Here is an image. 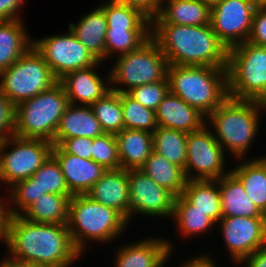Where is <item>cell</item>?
<instances>
[{
  "mask_svg": "<svg viewBox=\"0 0 266 267\" xmlns=\"http://www.w3.org/2000/svg\"><path fill=\"white\" fill-rule=\"evenodd\" d=\"M7 248L8 262H29L52 267H73L83 258L71 239L67 225L46 224L9 216L0 239Z\"/></svg>",
  "mask_w": 266,
  "mask_h": 267,
  "instance_id": "obj_1",
  "label": "cell"
},
{
  "mask_svg": "<svg viewBox=\"0 0 266 267\" xmlns=\"http://www.w3.org/2000/svg\"><path fill=\"white\" fill-rule=\"evenodd\" d=\"M151 37L158 43L169 65L227 69L228 49L213 32L211 24H151Z\"/></svg>",
  "mask_w": 266,
  "mask_h": 267,
  "instance_id": "obj_2",
  "label": "cell"
},
{
  "mask_svg": "<svg viewBox=\"0 0 266 267\" xmlns=\"http://www.w3.org/2000/svg\"><path fill=\"white\" fill-rule=\"evenodd\" d=\"M266 113V103L228 97L206 117L205 125L232 159H246L255 138H258L261 115ZM261 118V119H260ZM251 147V148H250ZM233 155V156H232Z\"/></svg>",
  "mask_w": 266,
  "mask_h": 267,
  "instance_id": "obj_3",
  "label": "cell"
},
{
  "mask_svg": "<svg viewBox=\"0 0 266 267\" xmlns=\"http://www.w3.org/2000/svg\"><path fill=\"white\" fill-rule=\"evenodd\" d=\"M128 224L118 211L92 200L86 194L70 198L67 227L74 246L82 255L87 253L91 242L99 246L116 242L118 237L125 235V230L130 227Z\"/></svg>",
  "mask_w": 266,
  "mask_h": 267,
  "instance_id": "obj_4",
  "label": "cell"
},
{
  "mask_svg": "<svg viewBox=\"0 0 266 267\" xmlns=\"http://www.w3.org/2000/svg\"><path fill=\"white\" fill-rule=\"evenodd\" d=\"M166 78L169 92L183 99L205 117L229 97L225 68L169 65Z\"/></svg>",
  "mask_w": 266,
  "mask_h": 267,
  "instance_id": "obj_5",
  "label": "cell"
},
{
  "mask_svg": "<svg viewBox=\"0 0 266 267\" xmlns=\"http://www.w3.org/2000/svg\"><path fill=\"white\" fill-rule=\"evenodd\" d=\"M68 104V97L59 82L21 102L15 108L14 135L52 142Z\"/></svg>",
  "mask_w": 266,
  "mask_h": 267,
  "instance_id": "obj_6",
  "label": "cell"
},
{
  "mask_svg": "<svg viewBox=\"0 0 266 267\" xmlns=\"http://www.w3.org/2000/svg\"><path fill=\"white\" fill-rule=\"evenodd\" d=\"M228 96L266 103V47L248 41L228 49Z\"/></svg>",
  "mask_w": 266,
  "mask_h": 267,
  "instance_id": "obj_7",
  "label": "cell"
},
{
  "mask_svg": "<svg viewBox=\"0 0 266 267\" xmlns=\"http://www.w3.org/2000/svg\"><path fill=\"white\" fill-rule=\"evenodd\" d=\"M113 60L114 63L109 69L110 89L118 93H127L134 87L161 81L167 77V58L152 37L139 49Z\"/></svg>",
  "mask_w": 266,
  "mask_h": 267,
  "instance_id": "obj_8",
  "label": "cell"
},
{
  "mask_svg": "<svg viewBox=\"0 0 266 267\" xmlns=\"http://www.w3.org/2000/svg\"><path fill=\"white\" fill-rule=\"evenodd\" d=\"M57 82L50 67L33 45L8 69L0 71V91L15 107Z\"/></svg>",
  "mask_w": 266,
  "mask_h": 267,
  "instance_id": "obj_9",
  "label": "cell"
},
{
  "mask_svg": "<svg viewBox=\"0 0 266 267\" xmlns=\"http://www.w3.org/2000/svg\"><path fill=\"white\" fill-rule=\"evenodd\" d=\"M52 142L12 135L0 142V186L30 178L50 156ZM9 148V149H8Z\"/></svg>",
  "mask_w": 266,
  "mask_h": 267,
  "instance_id": "obj_10",
  "label": "cell"
},
{
  "mask_svg": "<svg viewBox=\"0 0 266 267\" xmlns=\"http://www.w3.org/2000/svg\"><path fill=\"white\" fill-rule=\"evenodd\" d=\"M186 147L187 163L184 174L187 181L218 180L231 172V167H226L231 159L206 125L188 133Z\"/></svg>",
  "mask_w": 266,
  "mask_h": 267,
  "instance_id": "obj_11",
  "label": "cell"
},
{
  "mask_svg": "<svg viewBox=\"0 0 266 267\" xmlns=\"http://www.w3.org/2000/svg\"><path fill=\"white\" fill-rule=\"evenodd\" d=\"M43 194L73 196L66 186L60 165L52 154L30 178L20 180L7 189L9 216L21 215Z\"/></svg>",
  "mask_w": 266,
  "mask_h": 267,
  "instance_id": "obj_12",
  "label": "cell"
},
{
  "mask_svg": "<svg viewBox=\"0 0 266 267\" xmlns=\"http://www.w3.org/2000/svg\"><path fill=\"white\" fill-rule=\"evenodd\" d=\"M33 46L59 80L67 73L96 65L99 61L68 28L65 33L33 38Z\"/></svg>",
  "mask_w": 266,
  "mask_h": 267,
  "instance_id": "obj_13",
  "label": "cell"
},
{
  "mask_svg": "<svg viewBox=\"0 0 266 267\" xmlns=\"http://www.w3.org/2000/svg\"><path fill=\"white\" fill-rule=\"evenodd\" d=\"M129 184V225L135 216L169 219L174 212L176 196L155 183L140 169L128 170Z\"/></svg>",
  "mask_w": 266,
  "mask_h": 267,
  "instance_id": "obj_14",
  "label": "cell"
},
{
  "mask_svg": "<svg viewBox=\"0 0 266 267\" xmlns=\"http://www.w3.org/2000/svg\"><path fill=\"white\" fill-rule=\"evenodd\" d=\"M216 226L234 266L266 247V217H222Z\"/></svg>",
  "mask_w": 266,
  "mask_h": 267,
  "instance_id": "obj_15",
  "label": "cell"
},
{
  "mask_svg": "<svg viewBox=\"0 0 266 267\" xmlns=\"http://www.w3.org/2000/svg\"><path fill=\"white\" fill-rule=\"evenodd\" d=\"M255 9L253 0H222L211 8L212 30L227 49L248 40Z\"/></svg>",
  "mask_w": 266,
  "mask_h": 267,
  "instance_id": "obj_16",
  "label": "cell"
},
{
  "mask_svg": "<svg viewBox=\"0 0 266 267\" xmlns=\"http://www.w3.org/2000/svg\"><path fill=\"white\" fill-rule=\"evenodd\" d=\"M156 236H141V239L129 244L120 242L121 246H117L118 249L116 248L113 253V267H165L166 264H170L168 261L172 259L171 253L176 247L167 237Z\"/></svg>",
  "mask_w": 266,
  "mask_h": 267,
  "instance_id": "obj_17",
  "label": "cell"
},
{
  "mask_svg": "<svg viewBox=\"0 0 266 267\" xmlns=\"http://www.w3.org/2000/svg\"><path fill=\"white\" fill-rule=\"evenodd\" d=\"M102 65L103 62L99 61L96 65L67 73L58 80L70 104L90 106L111 90L109 71L104 76L98 72L97 68H102Z\"/></svg>",
  "mask_w": 266,
  "mask_h": 267,
  "instance_id": "obj_18",
  "label": "cell"
},
{
  "mask_svg": "<svg viewBox=\"0 0 266 267\" xmlns=\"http://www.w3.org/2000/svg\"><path fill=\"white\" fill-rule=\"evenodd\" d=\"M51 154L58 161L72 195L86 194L107 171L92 159H82L66 153L59 145L52 146Z\"/></svg>",
  "mask_w": 266,
  "mask_h": 267,
  "instance_id": "obj_19",
  "label": "cell"
},
{
  "mask_svg": "<svg viewBox=\"0 0 266 267\" xmlns=\"http://www.w3.org/2000/svg\"><path fill=\"white\" fill-rule=\"evenodd\" d=\"M92 200L118 211L129 222L128 170H107L86 193Z\"/></svg>",
  "mask_w": 266,
  "mask_h": 267,
  "instance_id": "obj_20",
  "label": "cell"
},
{
  "mask_svg": "<svg viewBox=\"0 0 266 267\" xmlns=\"http://www.w3.org/2000/svg\"><path fill=\"white\" fill-rule=\"evenodd\" d=\"M155 112L158 127L190 133L200 130L206 123L202 113L171 92H168Z\"/></svg>",
  "mask_w": 266,
  "mask_h": 267,
  "instance_id": "obj_21",
  "label": "cell"
},
{
  "mask_svg": "<svg viewBox=\"0 0 266 267\" xmlns=\"http://www.w3.org/2000/svg\"><path fill=\"white\" fill-rule=\"evenodd\" d=\"M211 8L199 0H161L151 24L204 26L210 24Z\"/></svg>",
  "mask_w": 266,
  "mask_h": 267,
  "instance_id": "obj_22",
  "label": "cell"
},
{
  "mask_svg": "<svg viewBox=\"0 0 266 267\" xmlns=\"http://www.w3.org/2000/svg\"><path fill=\"white\" fill-rule=\"evenodd\" d=\"M104 131L89 105L68 104L60 118L53 145H58L63 139L73 137L95 138Z\"/></svg>",
  "mask_w": 266,
  "mask_h": 267,
  "instance_id": "obj_23",
  "label": "cell"
},
{
  "mask_svg": "<svg viewBox=\"0 0 266 267\" xmlns=\"http://www.w3.org/2000/svg\"><path fill=\"white\" fill-rule=\"evenodd\" d=\"M68 28L98 61L105 62L107 22L105 13L99 5L80 16L77 23L70 22Z\"/></svg>",
  "mask_w": 266,
  "mask_h": 267,
  "instance_id": "obj_24",
  "label": "cell"
},
{
  "mask_svg": "<svg viewBox=\"0 0 266 267\" xmlns=\"http://www.w3.org/2000/svg\"><path fill=\"white\" fill-rule=\"evenodd\" d=\"M257 156L237 159V165L230 169L243 185L249 199L266 215V160L263 155Z\"/></svg>",
  "mask_w": 266,
  "mask_h": 267,
  "instance_id": "obj_25",
  "label": "cell"
},
{
  "mask_svg": "<svg viewBox=\"0 0 266 267\" xmlns=\"http://www.w3.org/2000/svg\"><path fill=\"white\" fill-rule=\"evenodd\" d=\"M115 138L122 169H139L153 151L152 132L123 129Z\"/></svg>",
  "mask_w": 266,
  "mask_h": 267,
  "instance_id": "obj_26",
  "label": "cell"
},
{
  "mask_svg": "<svg viewBox=\"0 0 266 267\" xmlns=\"http://www.w3.org/2000/svg\"><path fill=\"white\" fill-rule=\"evenodd\" d=\"M28 32L22 19L0 21V71L8 69L33 45Z\"/></svg>",
  "mask_w": 266,
  "mask_h": 267,
  "instance_id": "obj_27",
  "label": "cell"
},
{
  "mask_svg": "<svg viewBox=\"0 0 266 267\" xmlns=\"http://www.w3.org/2000/svg\"><path fill=\"white\" fill-rule=\"evenodd\" d=\"M222 217H266L251 201L241 182L230 172L219 179Z\"/></svg>",
  "mask_w": 266,
  "mask_h": 267,
  "instance_id": "obj_28",
  "label": "cell"
},
{
  "mask_svg": "<svg viewBox=\"0 0 266 267\" xmlns=\"http://www.w3.org/2000/svg\"><path fill=\"white\" fill-rule=\"evenodd\" d=\"M171 220L175 222V224L173 223L176 227L174 230L176 229L177 233L179 232L182 239H194L196 236L200 238L202 235L208 234V231L214 229V227L218 228L211 218L196 209L182 194L175 198Z\"/></svg>",
  "mask_w": 266,
  "mask_h": 267,
  "instance_id": "obj_29",
  "label": "cell"
},
{
  "mask_svg": "<svg viewBox=\"0 0 266 267\" xmlns=\"http://www.w3.org/2000/svg\"><path fill=\"white\" fill-rule=\"evenodd\" d=\"M182 195L215 223L222 218L219 179L188 180Z\"/></svg>",
  "mask_w": 266,
  "mask_h": 267,
  "instance_id": "obj_30",
  "label": "cell"
},
{
  "mask_svg": "<svg viewBox=\"0 0 266 267\" xmlns=\"http://www.w3.org/2000/svg\"><path fill=\"white\" fill-rule=\"evenodd\" d=\"M139 169L176 197L183 193L187 182L184 170L168 161L164 156L152 151Z\"/></svg>",
  "mask_w": 266,
  "mask_h": 267,
  "instance_id": "obj_31",
  "label": "cell"
},
{
  "mask_svg": "<svg viewBox=\"0 0 266 267\" xmlns=\"http://www.w3.org/2000/svg\"><path fill=\"white\" fill-rule=\"evenodd\" d=\"M70 198L58 194H43L20 216L38 223L67 225Z\"/></svg>",
  "mask_w": 266,
  "mask_h": 267,
  "instance_id": "obj_32",
  "label": "cell"
},
{
  "mask_svg": "<svg viewBox=\"0 0 266 267\" xmlns=\"http://www.w3.org/2000/svg\"><path fill=\"white\" fill-rule=\"evenodd\" d=\"M99 6L105 13L107 30H151V19L136 7L113 0H101Z\"/></svg>",
  "mask_w": 266,
  "mask_h": 267,
  "instance_id": "obj_33",
  "label": "cell"
},
{
  "mask_svg": "<svg viewBox=\"0 0 266 267\" xmlns=\"http://www.w3.org/2000/svg\"><path fill=\"white\" fill-rule=\"evenodd\" d=\"M187 135L183 131L157 127L153 132V151L185 170Z\"/></svg>",
  "mask_w": 266,
  "mask_h": 267,
  "instance_id": "obj_34",
  "label": "cell"
},
{
  "mask_svg": "<svg viewBox=\"0 0 266 267\" xmlns=\"http://www.w3.org/2000/svg\"><path fill=\"white\" fill-rule=\"evenodd\" d=\"M150 38L151 30H106L105 62L139 49Z\"/></svg>",
  "mask_w": 266,
  "mask_h": 267,
  "instance_id": "obj_35",
  "label": "cell"
},
{
  "mask_svg": "<svg viewBox=\"0 0 266 267\" xmlns=\"http://www.w3.org/2000/svg\"><path fill=\"white\" fill-rule=\"evenodd\" d=\"M104 133L116 135L124 129L120 93L110 90L90 105Z\"/></svg>",
  "mask_w": 266,
  "mask_h": 267,
  "instance_id": "obj_36",
  "label": "cell"
},
{
  "mask_svg": "<svg viewBox=\"0 0 266 267\" xmlns=\"http://www.w3.org/2000/svg\"><path fill=\"white\" fill-rule=\"evenodd\" d=\"M124 129L154 132L158 127L156 112L143 106L128 93H120Z\"/></svg>",
  "mask_w": 266,
  "mask_h": 267,
  "instance_id": "obj_37",
  "label": "cell"
},
{
  "mask_svg": "<svg viewBox=\"0 0 266 267\" xmlns=\"http://www.w3.org/2000/svg\"><path fill=\"white\" fill-rule=\"evenodd\" d=\"M92 160L106 170L120 169L117 141L114 134L104 133L93 138Z\"/></svg>",
  "mask_w": 266,
  "mask_h": 267,
  "instance_id": "obj_38",
  "label": "cell"
},
{
  "mask_svg": "<svg viewBox=\"0 0 266 267\" xmlns=\"http://www.w3.org/2000/svg\"><path fill=\"white\" fill-rule=\"evenodd\" d=\"M169 92L168 80L163 79L154 83L144 84L132 88L127 93L143 106L154 111Z\"/></svg>",
  "mask_w": 266,
  "mask_h": 267,
  "instance_id": "obj_39",
  "label": "cell"
},
{
  "mask_svg": "<svg viewBox=\"0 0 266 267\" xmlns=\"http://www.w3.org/2000/svg\"><path fill=\"white\" fill-rule=\"evenodd\" d=\"M15 106L0 91V142L14 135Z\"/></svg>",
  "mask_w": 266,
  "mask_h": 267,
  "instance_id": "obj_40",
  "label": "cell"
},
{
  "mask_svg": "<svg viewBox=\"0 0 266 267\" xmlns=\"http://www.w3.org/2000/svg\"><path fill=\"white\" fill-rule=\"evenodd\" d=\"M92 138L73 137L63 139L58 145L68 154L82 159H92Z\"/></svg>",
  "mask_w": 266,
  "mask_h": 267,
  "instance_id": "obj_41",
  "label": "cell"
},
{
  "mask_svg": "<svg viewBox=\"0 0 266 267\" xmlns=\"http://www.w3.org/2000/svg\"><path fill=\"white\" fill-rule=\"evenodd\" d=\"M248 42L266 47V10L256 8L252 17V28Z\"/></svg>",
  "mask_w": 266,
  "mask_h": 267,
  "instance_id": "obj_42",
  "label": "cell"
},
{
  "mask_svg": "<svg viewBox=\"0 0 266 267\" xmlns=\"http://www.w3.org/2000/svg\"><path fill=\"white\" fill-rule=\"evenodd\" d=\"M26 0H0V21L23 19L20 9L24 7ZM19 13V14H18Z\"/></svg>",
  "mask_w": 266,
  "mask_h": 267,
  "instance_id": "obj_43",
  "label": "cell"
},
{
  "mask_svg": "<svg viewBox=\"0 0 266 267\" xmlns=\"http://www.w3.org/2000/svg\"><path fill=\"white\" fill-rule=\"evenodd\" d=\"M118 3L136 7L146 14L151 20L158 14L161 0H113Z\"/></svg>",
  "mask_w": 266,
  "mask_h": 267,
  "instance_id": "obj_44",
  "label": "cell"
},
{
  "mask_svg": "<svg viewBox=\"0 0 266 267\" xmlns=\"http://www.w3.org/2000/svg\"><path fill=\"white\" fill-rule=\"evenodd\" d=\"M199 254L194 257L190 256L191 258H188L181 263L179 262L177 267H218L216 260L213 259L211 254H208L207 252Z\"/></svg>",
  "mask_w": 266,
  "mask_h": 267,
  "instance_id": "obj_45",
  "label": "cell"
},
{
  "mask_svg": "<svg viewBox=\"0 0 266 267\" xmlns=\"http://www.w3.org/2000/svg\"><path fill=\"white\" fill-rule=\"evenodd\" d=\"M238 265L243 267H266V247L248 255Z\"/></svg>",
  "mask_w": 266,
  "mask_h": 267,
  "instance_id": "obj_46",
  "label": "cell"
},
{
  "mask_svg": "<svg viewBox=\"0 0 266 267\" xmlns=\"http://www.w3.org/2000/svg\"><path fill=\"white\" fill-rule=\"evenodd\" d=\"M0 194V239L3 237L9 218L7 195Z\"/></svg>",
  "mask_w": 266,
  "mask_h": 267,
  "instance_id": "obj_47",
  "label": "cell"
},
{
  "mask_svg": "<svg viewBox=\"0 0 266 267\" xmlns=\"http://www.w3.org/2000/svg\"><path fill=\"white\" fill-rule=\"evenodd\" d=\"M16 267H52L45 264H38V263H29V262H11Z\"/></svg>",
  "mask_w": 266,
  "mask_h": 267,
  "instance_id": "obj_48",
  "label": "cell"
},
{
  "mask_svg": "<svg viewBox=\"0 0 266 267\" xmlns=\"http://www.w3.org/2000/svg\"><path fill=\"white\" fill-rule=\"evenodd\" d=\"M199 1H201L202 3L208 5L210 8H212L214 5L221 2L222 0H199Z\"/></svg>",
  "mask_w": 266,
  "mask_h": 267,
  "instance_id": "obj_49",
  "label": "cell"
},
{
  "mask_svg": "<svg viewBox=\"0 0 266 267\" xmlns=\"http://www.w3.org/2000/svg\"><path fill=\"white\" fill-rule=\"evenodd\" d=\"M0 267H16L13 263L8 262L4 258H1L0 260Z\"/></svg>",
  "mask_w": 266,
  "mask_h": 267,
  "instance_id": "obj_50",
  "label": "cell"
},
{
  "mask_svg": "<svg viewBox=\"0 0 266 267\" xmlns=\"http://www.w3.org/2000/svg\"><path fill=\"white\" fill-rule=\"evenodd\" d=\"M256 8H264L266 7V0H253Z\"/></svg>",
  "mask_w": 266,
  "mask_h": 267,
  "instance_id": "obj_51",
  "label": "cell"
}]
</instances>
